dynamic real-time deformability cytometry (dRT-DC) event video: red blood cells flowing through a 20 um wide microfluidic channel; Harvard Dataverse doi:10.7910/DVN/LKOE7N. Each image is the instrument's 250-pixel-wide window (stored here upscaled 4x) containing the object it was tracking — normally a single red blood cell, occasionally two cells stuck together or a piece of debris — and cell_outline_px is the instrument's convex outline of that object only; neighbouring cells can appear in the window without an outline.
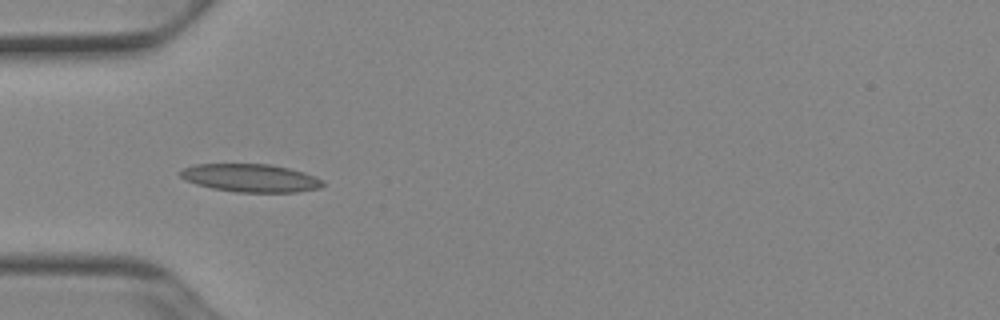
{"species": "Egyptian fruit bat (a non-hibernating species)", "species_latin": "Rousettus aegyptiacus", "temperature_condition": "cold", "stored_images_in_passage": 10, "camera_frame_rate_fps": 3000, "um_per_image_px": 0.085, "animal": {"sex": "female"}, "frame": {"image": 1, "passage_image": 1, "time_ms": 0.0, "image_size_px": [1000, 320], "cell_outline_px": [[324, 184], [320, 188], [296, 192], [236, 192], [212, 188], [196, 184], [184, 180], [176, 172], [184, 168], [196, 164], [272, 164], [304, 172], [324, 180]], "centroid_in_image_um": [21.28, 15.12], "position_along_channel_um": 63.7, "area_um2": 23.41}}
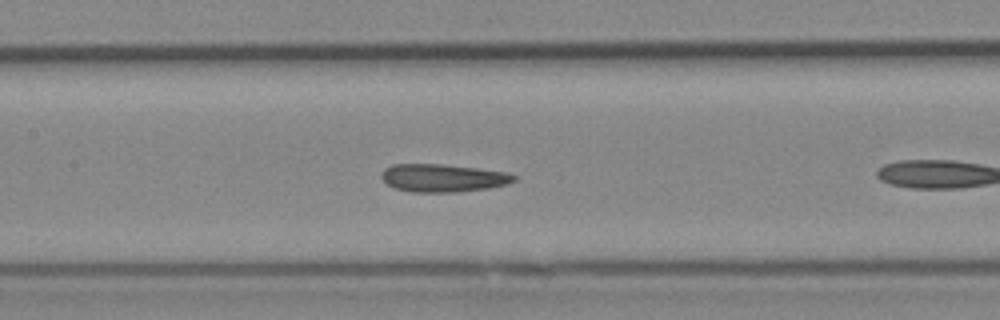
{"frame": {"image": 2, "passage_image": 6, "time_ms": 1.667, "image_size_px": [1000, 320], "cell_outline_px": [[516, 180], [508, 184], [488, 188], [456, 192], [412, 192], [396, 188], [388, 184], [380, 176], [380, 172], [384, 168], [392, 164], [444, 164], [508, 172], [516, 176]], "centroid_in_image_um": [37.65, 15.12], "position_along_channel_um": 169.8, "area_um2": 21.62}}
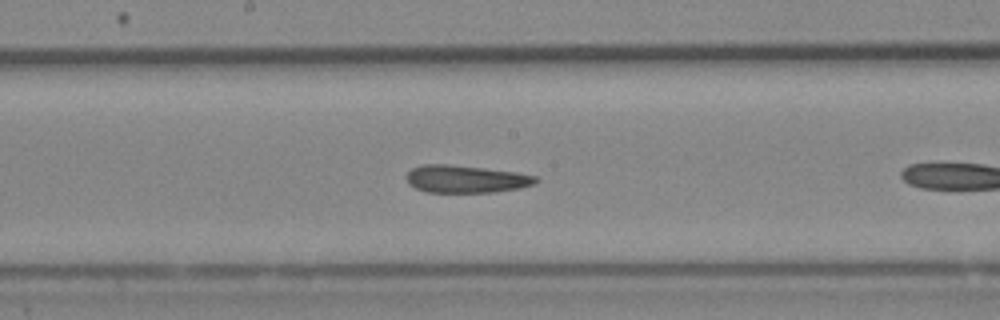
{"frame": {"image": 3, "passage_image": 9, "time_ms": 2.667, "image_size_px": [1000, 320], "cell_outline_px": [[540, 180], [536, 184], [520, 188], [496, 192], [428, 192], [416, 188], [408, 184], [404, 176], [412, 168], [420, 164], [448, 164], [484, 168], [516, 172], [536, 176]], "centroid_in_image_um": [39.59, 15.21], "position_along_channel_um": 208.6, "area_um2": 20.98}}